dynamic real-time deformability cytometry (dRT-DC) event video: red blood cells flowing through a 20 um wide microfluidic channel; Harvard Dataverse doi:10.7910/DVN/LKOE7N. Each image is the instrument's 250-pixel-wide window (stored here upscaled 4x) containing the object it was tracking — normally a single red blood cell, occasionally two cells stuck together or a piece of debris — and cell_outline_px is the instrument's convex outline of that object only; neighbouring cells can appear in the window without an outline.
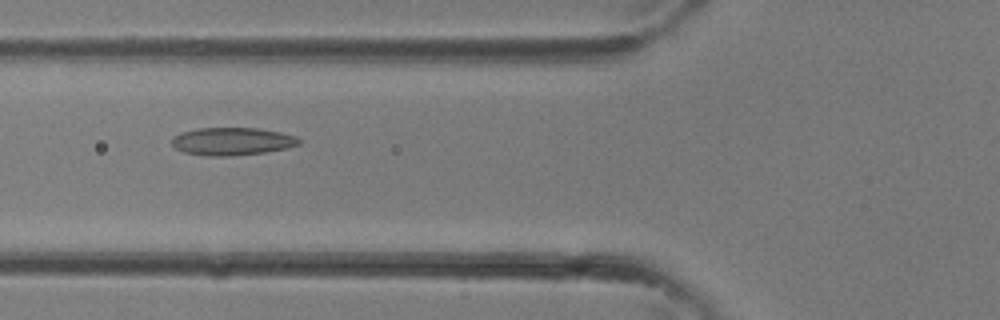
{"species": "common noctule bat (a hibernating species)", "species_latin": "Nyctalus noctula", "temperature_condition": "room temperature", "stored_images_in_passage": 25, "camera_frame_rate_fps": 3000, "um_per_image_px": 0.085, "animal": {"sex": "female"}, "frame": {"image": 1, "passage_image": 4, "time_ms": 1.0, "image_size_px": [1000, 320], "cell_outline_px": [[300, 144], [288, 148], [264, 152], [232, 156], [208, 156], [184, 152], [176, 148], [172, 144], [172, 140], [180, 132], [196, 128], [256, 128], [280, 132], [296, 136], [300, 140]], "centroid_in_image_um": [19.74, 12.01], "position_along_channel_um": 106.1, "area_um2": 20.52}}
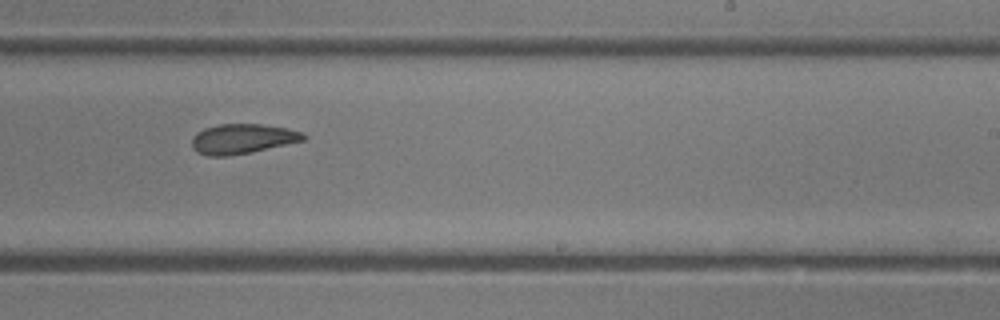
{"frame": {"image": 2, "passage_image": 12, "time_ms": 3.667, "image_size_px": [1000, 320], "cell_outline_px": [[308, 136], [304, 140], [248, 152], [228, 156], [208, 156], [196, 152], [192, 148], [192, 140], [196, 132], [204, 128], [220, 124], [260, 124], [284, 128], [304, 132]], "centroid_in_image_um": [20.57, 11.79], "position_along_channel_um": 268.4, "area_um2": 19.19}}
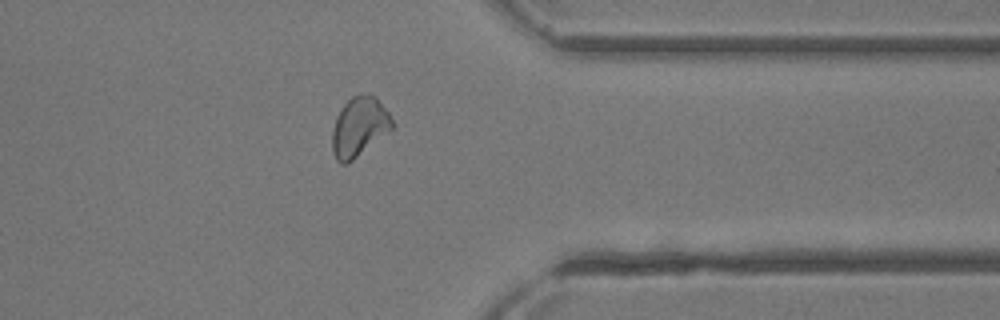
{"frame": {"image": 3, "passage_image": 18, "time_ms": 5.667, "image_size_px": [1000, 320], "cell_outline_px": [[396, 124], [392, 128], [348, 164], [340, 164], [336, 160], [332, 152], [332, 132], [336, 116], [340, 108], [352, 96], [376, 96], [388, 112]], "centroid_in_image_um": [30.51, 10.81], "position_along_channel_um": 380.9, "area_um2": 20.58}}